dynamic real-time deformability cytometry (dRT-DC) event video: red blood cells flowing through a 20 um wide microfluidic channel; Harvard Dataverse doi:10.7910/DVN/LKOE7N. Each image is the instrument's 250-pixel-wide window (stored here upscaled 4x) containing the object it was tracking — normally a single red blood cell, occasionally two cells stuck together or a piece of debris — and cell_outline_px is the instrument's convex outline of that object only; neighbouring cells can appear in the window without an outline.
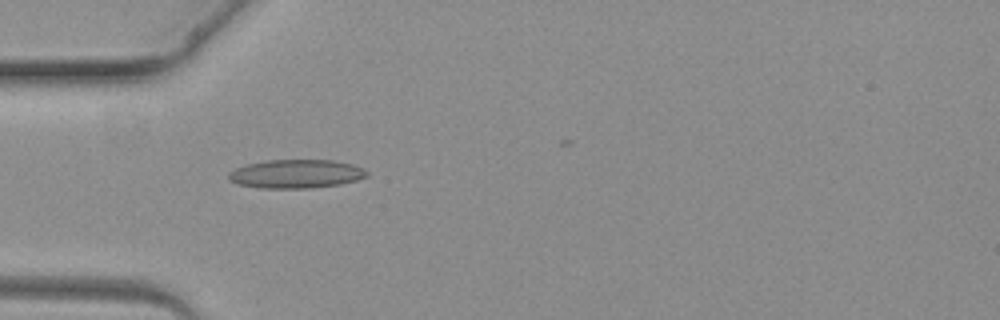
{"species": "common noctule bat (a hibernating species)", "species_latin": "Nyctalus noctula", "temperature_condition": "warm", "stored_images_in_passage": 4, "camera_frame_rate_fps": 3000, "um_per_image_px": 0.085, "animal": {"sex": "female", "body_mass_g": 19.3, "forearm_length_mm": 54.1}, "frame": {"image": 1, "passage_image": 4, "time_ms": 3.667, "image_size_px": [1000, 320], "cell_outline_px": [[368, 176], [356, 180], [340, 184], [312, 188], [260, 188], [240, 184], [228, 180], [228, 172], [236, 168], [248, 164], [268, 160], [332, 160], [352, 164], [364, 168], [368, 172]], "centroid_in_image_um": [25.18, 14.78], "position_along_channel_um": 59.8, "area_um2": 23.06}}